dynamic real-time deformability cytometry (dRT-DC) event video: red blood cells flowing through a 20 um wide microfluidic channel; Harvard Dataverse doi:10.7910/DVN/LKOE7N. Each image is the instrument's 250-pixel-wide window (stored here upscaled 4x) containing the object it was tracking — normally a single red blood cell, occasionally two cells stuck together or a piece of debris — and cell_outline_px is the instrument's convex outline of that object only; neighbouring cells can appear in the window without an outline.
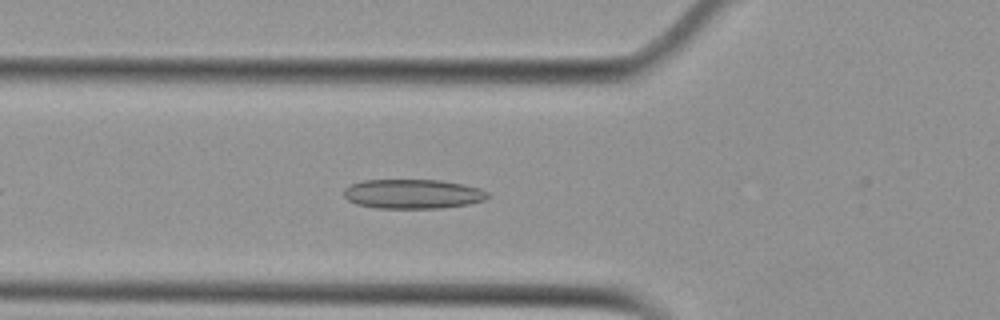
{"species": "Egyptian fruit bat (a non-hibernating species)", "species_latin": "Rousettus aegyptiacus", "temperature_condition": "cold", "stored_images_in_passage": 43, "camera_frame_rate_fps": 3000, "um_per_image_px": 0.085, "animal": {"sex": "female"}, "frame": {"image": 1, "passage_image": 8, "time_ms": 2.333, "image_size_px": [1000, 320], "cell_outline_px": [[492, 196], [484, 200], [468, 204], [440, 208], [376, 208], [356, 204], [348, 200], [344, 196], [344, 188], [352, 184], [364, 180], [440, 180], [464, 184], [480, 188], [488, 192]], "centroid_in_image_um": [35.11, 16.48], "position_along_channel_um": 90.7, "area_um2": 24.8}}
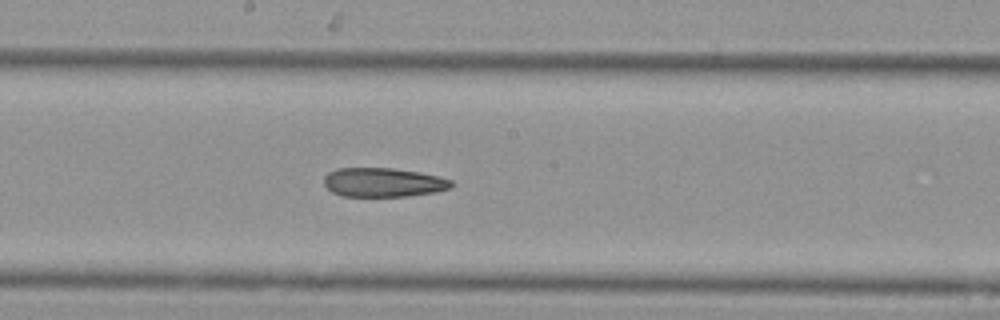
{"frame": {"image": 2, "passage_image": 18, "time_ms": 5.667, "image_size_px": [1000, 320], "cell_outline_px": [[456, 184], [452, 188], [436, 192], [408, 196], [344, 196], [332, 192], [324, 184], [324, 176], [328, 172], [336, 168], [392, 168], [420, 172], [452, 180]], "centroid_in_image_um": [32.6, 15.5], "position_along_channel_um": 215.6, "area_um2": 21.73}}
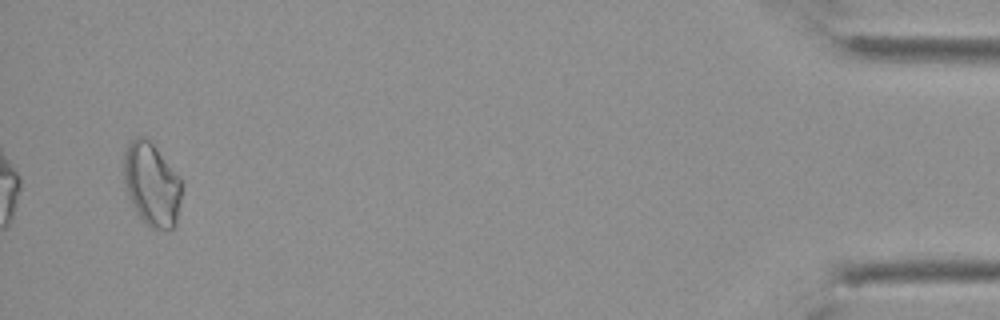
{"frame": {"image": 3, "passage_image": 41, "time_ms": 13.333, "image_size_px": [1000, 320], "cell_outline_px": [[180, 200], [176, 224], [172, 228], [152, 228], [136, 212], [132, 204], [124, 180], [124, 152], [128, 144], [136, 136], [144, 136], [156, 148], [180, 176]], "centroid_in_image_um": [12.89, 15.64], "position_along_channel_um": 422.3, "area_um2": 27.51}}